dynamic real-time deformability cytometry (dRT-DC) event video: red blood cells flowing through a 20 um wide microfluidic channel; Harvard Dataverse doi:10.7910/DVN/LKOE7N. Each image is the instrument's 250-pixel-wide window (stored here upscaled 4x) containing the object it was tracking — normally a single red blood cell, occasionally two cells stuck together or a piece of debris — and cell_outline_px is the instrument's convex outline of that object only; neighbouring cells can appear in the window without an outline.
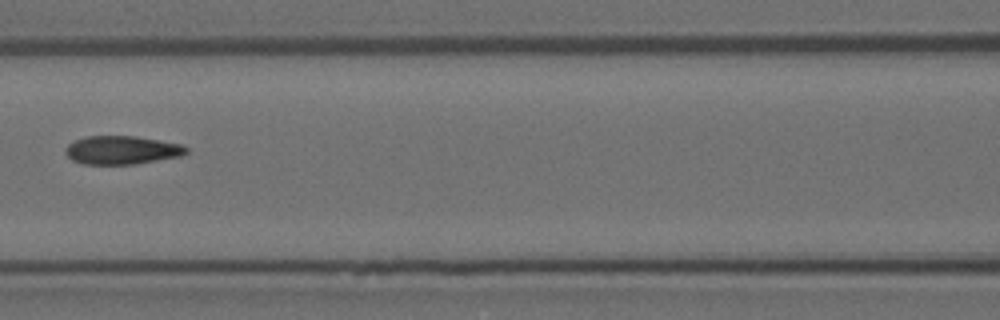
{"species": "Egyptian fruit bat (a non-hibernating species)", "species_latin": "Rousettus aegyptiacus", "temperature_condition": "room temperature", "stored_images_in_passage": 6, "camera_frame_rate_fps": 3000, "um_per_image_px": 0.085, "animal": {"sex": "female"}, "frame": {"image": 1, "passage_image": 6, "time_ms": 1.667, "image_size_px": [1000, 320], "cell_outline_px": [[188, 152], [180, 156], [136, 164], [84, 164], [72, 160], [64, 152], [64, 148], [68, 144], [84, 136], [136, 136], [180, 144], [188, 148]], "centroid_in_image_um": [10.33, 12.75], "position_along_channel_um": 156.3, "area_um2": 20.0}}